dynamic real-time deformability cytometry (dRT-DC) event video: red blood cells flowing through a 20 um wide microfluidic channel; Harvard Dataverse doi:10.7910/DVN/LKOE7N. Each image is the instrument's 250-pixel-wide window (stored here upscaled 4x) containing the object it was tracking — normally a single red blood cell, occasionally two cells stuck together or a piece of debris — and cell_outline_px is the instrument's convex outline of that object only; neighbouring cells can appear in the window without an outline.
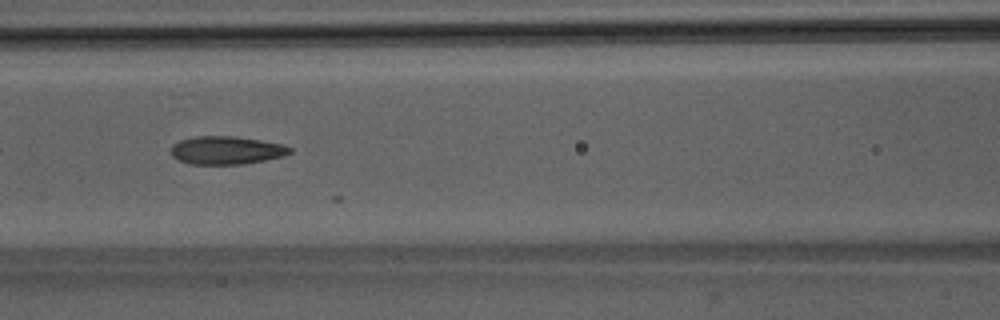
{"species": "Egyptian fruit bat (a non-hibernating species)", "species_latin": "Rousettus aegyptiacus", "temperature_condition": "room temperature", "stored_images_in_passage": 13, "camera_frame_rate_fps": 3000, "um_per_image_px": 0.085, "animal": {"sex": "male"}, "frame": {"image": 1, "passage_image": 8, "time_ms": 2.333, "image_size_px": [1000, 320], "cell_outline_px": [[292, 152], [284, 156], [244, 164], [192, 164], [180, 160], [172, 156], [172, 144], [180, 140], [196, 136], [236, 136], [284, 144], [292, 148]], "centroid_in_image_um": [19.28, 12.76], "position_along_channel_um": 147.3, "area_um2": 19.48}}